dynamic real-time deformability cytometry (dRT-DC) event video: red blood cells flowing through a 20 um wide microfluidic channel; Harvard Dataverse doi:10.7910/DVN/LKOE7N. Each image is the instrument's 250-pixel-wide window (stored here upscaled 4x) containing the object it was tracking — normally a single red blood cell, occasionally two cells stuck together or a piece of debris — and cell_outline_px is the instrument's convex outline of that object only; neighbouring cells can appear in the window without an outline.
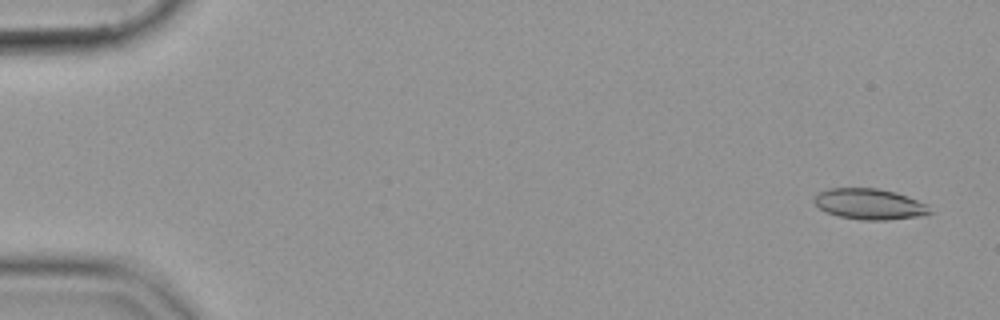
{"species": "common noctule bat (a hibernating species)", "species_latin": "Nyctalus noctula", "temperature_condition": "cold", "stored_images_in_passage": 53, "camera_frame_rate_fps": 3000, "um_per_image_px": 0.085, "animal": {"sex": "female", "body_mass_g": 19.9}, "frame": {"image": 1, "passage_image": 3, "time_ms": 0.667, "image_size_px": [1000, 320], "cell_outline_px": [[932, 212], [920, 216], [888, 220], [860, 220], [840, 216], [828, 212], [820, 208], [812, 200], [812, 196], [816, 192], [832, 188], [876, 188], [896, 192], [908, 196], [928, 204]], "centroid_in_image_um": [73.91, 17.34], "position_along_channel_um": 11.1, "area_um2": 20.92}}
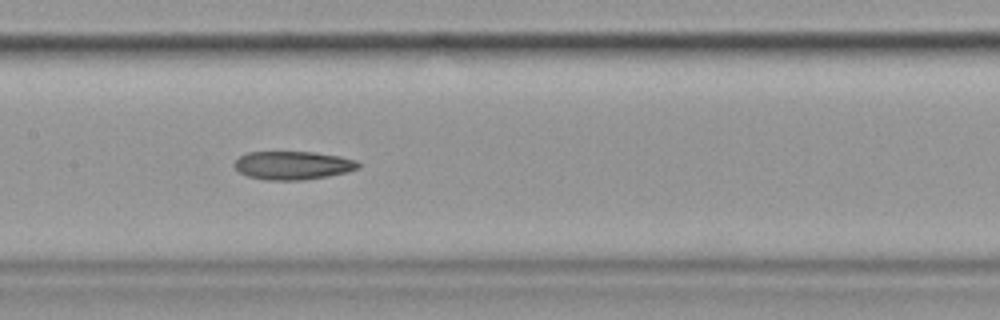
{"frame": {"image": 2, "passage_image": 28, "time_ms": 9.0, "image_size_px": [1000, 320], "cell_outline_px": [[360, 168], [348, 172], [328, 176], [304, 180], [268, 180], [248, 176], [240, 172], [232, 164], [240, 156], [248, 152], [312, 152], [340, 156], [356, 160], [360, 164]], "centroid_in_image_um": [24.92, 14.06], "position_along_channel_um": 182.5, "area_um2": 20.52}}
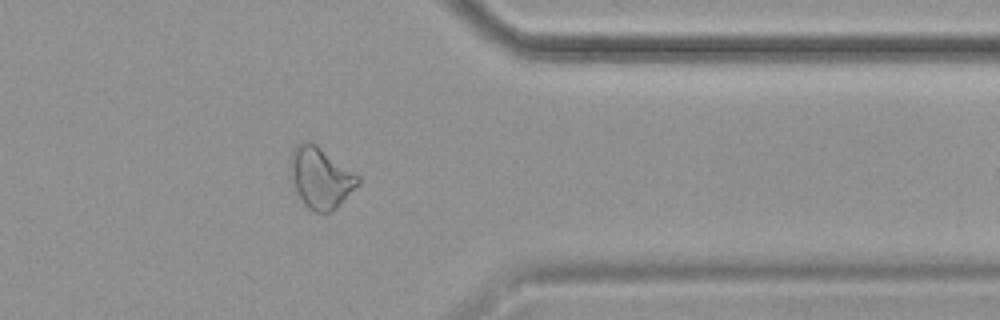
{"frame": {"image": 3, "passage_image": 45, "time_ms": 14.667, "image_size_px": [1000, 320], "cell_outline_px": [[360, 184], [332, 212], [316, 212], [308, 208], [304, 204], [296, 188], [292, 172], [292, 148], [296, 144], [316, 144], [360, 176]], "centroid_in_image_um": [27.32, 15.14], "position_along_channel_um": 384.1, "area_um2": 23.29}}